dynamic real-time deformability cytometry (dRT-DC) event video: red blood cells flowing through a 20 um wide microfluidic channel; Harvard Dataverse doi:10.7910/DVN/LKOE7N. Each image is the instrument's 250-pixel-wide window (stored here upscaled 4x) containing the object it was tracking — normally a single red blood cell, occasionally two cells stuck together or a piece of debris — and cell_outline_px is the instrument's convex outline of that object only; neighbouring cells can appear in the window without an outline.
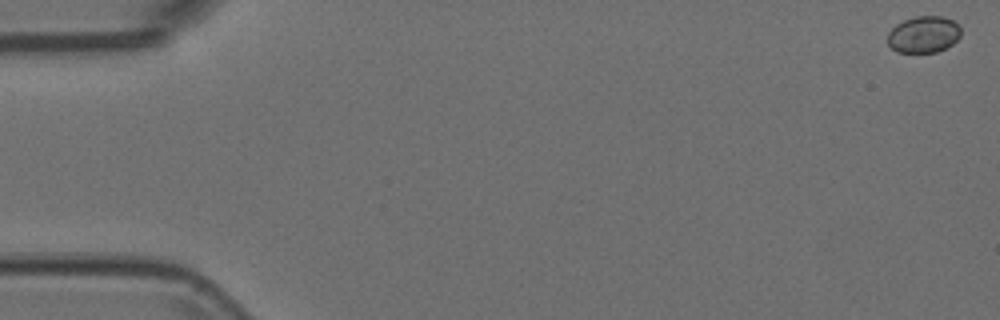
{"species": "Egyptian fruit bat (a non-hibernating species)", "species_latin": "Rousettus aegyptiacus", "temperature_condition": "room temperature", "stored_images_in_passage": 13, "camera_frame_rate_fps": 3000, "um_per_image_px": 0.085, "animal": {"sex": "female"}, "frame": {"image": 1, "passage_image": 1, "time_ms": 0.0, "image_size_px": [1000, 320], "cell_outline_px": [[960, 36], [952, 44], [936, 52], [896, 52], [888, 44], [888, 32], [896, 24], [904, 20], [916, 16], [940, 16], [952, 20], [960, 28]], "centroid_in_image_um": [78.48, 2.93], "position_along_channel_um": 6.5, "area_um2": 15.49}}